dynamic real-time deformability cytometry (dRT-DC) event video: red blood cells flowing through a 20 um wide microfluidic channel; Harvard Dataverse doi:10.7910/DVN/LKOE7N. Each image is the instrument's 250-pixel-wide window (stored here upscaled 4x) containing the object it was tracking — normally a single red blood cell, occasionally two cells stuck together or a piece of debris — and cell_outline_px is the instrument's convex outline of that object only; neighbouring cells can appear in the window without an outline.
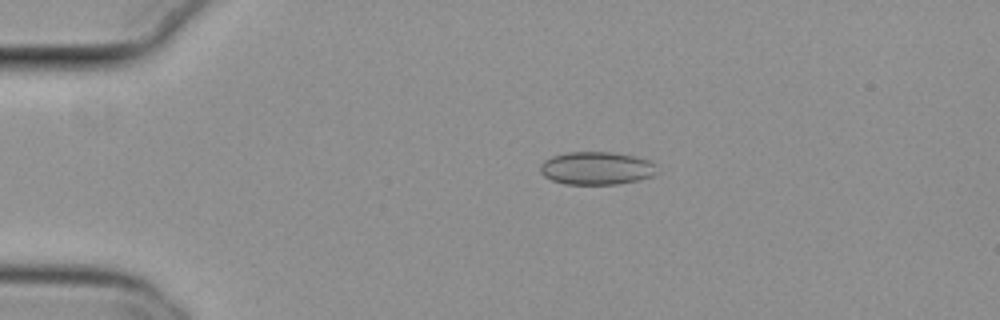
{"species": "common noctule bat (a hibernating species)", "species_latin": "Nyctalus noctula", "temperature_condition": "cold", "stored_images_in_passage": 55, "camera_frame_rate_fps": 3000, "um_per_image_px": 0.085, "animal": {"sex": "female", "body_mass_g": 29.2, "forearm_length_mm": 56.3}, "frame": {"image": 1, "passage_image": 12, "time_ms": 3.667, "image_size_px": [1000, 320], "cell_outline_px": [[660, 172], [652, 176], [636, 180], [616, 184], [564, 184], [552, 180], [544, 176], [540, 172], [540, 164], [544, 160], [552, 156], [568, 152], [612, 152], [636, 156], [648, 160]], "centroid_in_image_um": [50.68, 14.29], "position_along_channel_um": 34.3, "area_um2": 22.43}}
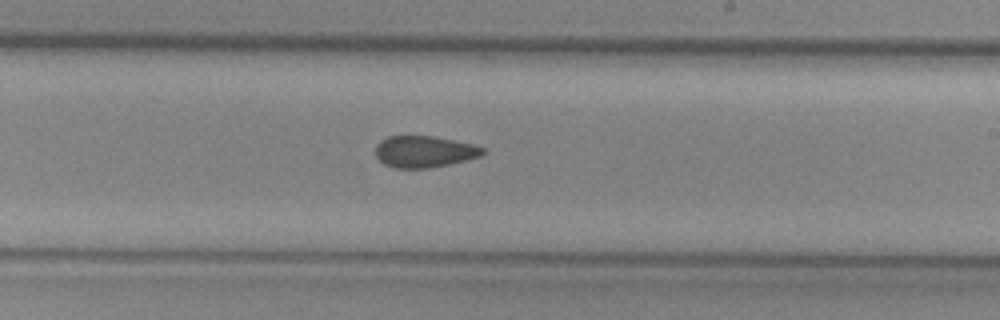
{"frame": {"image": 2, "passage_image": 33, "time_ms": 10.667, "image_size_px": [1000, 320], "cell_outline_px": [[488, 152], [480, 156], [448, 164], [428, 168], [392, 168], [384, 164], [376, 156], [376, 144], [380, 140], [388, 136], [432, 136], [456, 140], [472, 144], [484, 148]], "centroid_in_image_um": [36.05, 12.88], "position_along_channel_um": 252.9, "area_um2": 19.77}}
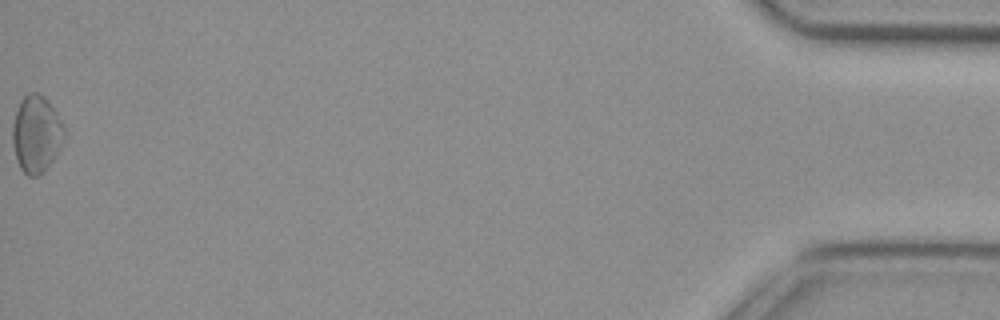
{"frame": {"image": 3, "passage_image": 55, "time_ms": 18.0, "image_size_px": [1000, 320], "cell_outline_px": [[64, 136], [52, 160], [44, 172], [36, 176], [28, 176], [20, 168], [16, 160], [12, 144], [12, 128], [16, 112], [20, 100], [28, 92], [36, 92], [56, 112], [64, 128]], "centroid_in_image_um": [3.04, 11.42], "position_along_channel_um": 432.2, "area_um2": 22.66}, "authors_computed_cell_mechanics": {"area_um2": 20.9814, "velocity_mm_per_s": 3.8095, "shape_relaxation_time_tau1_ms": null, "shape_relaxation_time_tau2_ms": 4.2513, "deformation_change_tau1": null, "deformation_change_tau2": 0.0757}}